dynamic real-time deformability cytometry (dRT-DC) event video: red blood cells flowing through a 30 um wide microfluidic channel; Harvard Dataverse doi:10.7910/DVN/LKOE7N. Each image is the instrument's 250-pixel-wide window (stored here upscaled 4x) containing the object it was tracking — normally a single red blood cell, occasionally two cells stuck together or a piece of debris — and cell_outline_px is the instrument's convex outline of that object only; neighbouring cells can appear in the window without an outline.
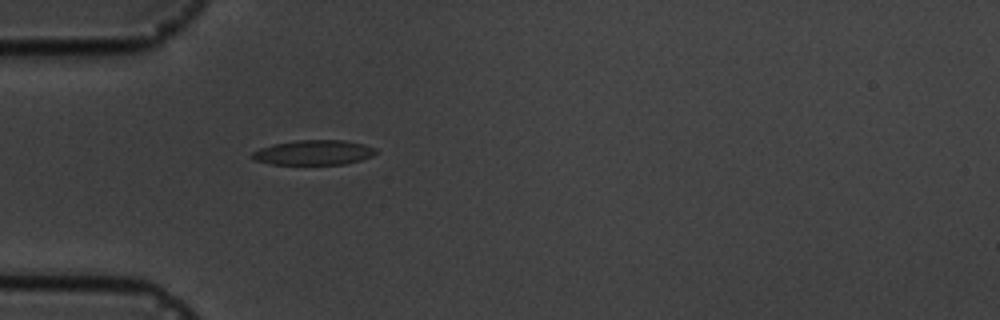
{"species": "common noctule bat (a hibernating species)", "species_latin": "Nyctalus noctula", "temperature_condition": "cold", "stored_images_in_passage": 5, "camera_frame_rate_fps": 3000, "um_per_image_px": 0.085, "animal": {"sex": "male", "body_mass_g": 19.5, "forearm_length_mm": 54.6}, "frame": {"image": 1, "passage_image": 5, "time_ms": 4.333, "image_size_px": [1000, 320], "cell_outline_px": [[376, 152], [372, 156], [360, 160], [344, 164], [272, 164], [252, 160], [248, 156], [252, 152], [260, 148], [272, 144], [296, 140], [344, 140], [364, 144], [376, 148]], "centroid_in_image_um": [26.61, 12.96], "position_along_channel_um": 58.4, "area_um2": 18.03}}